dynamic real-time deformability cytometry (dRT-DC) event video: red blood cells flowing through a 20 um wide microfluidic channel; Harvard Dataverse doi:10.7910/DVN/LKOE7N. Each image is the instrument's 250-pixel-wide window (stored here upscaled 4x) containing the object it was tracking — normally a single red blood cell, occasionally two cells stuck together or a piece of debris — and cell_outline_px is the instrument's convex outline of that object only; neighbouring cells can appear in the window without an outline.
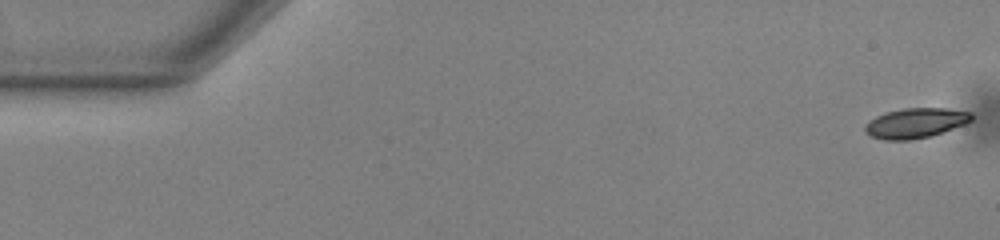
{"species": "common noctule bat (a hibernating species)", "species_latin": "Nyctalus noctula", "temperature_condition": "warm", "stored_images_in_passage": 53, "camera_frame_rate_fps": 3000, "um_per_image_px": 0.085, "animal": {"sex": "male", "body_mass_g": 13.0, "forearm_length_mm": 53.1}, "frame": {"image": 1, "passage_image": 1, "time_ms": 0.0, "image_size_px": [1000, 240], "cell_outline_px": [[972, 120], [964, 124], [928, 136], [908, 140], [884, 140], [872, 136], [864, 132], [864, 124], [876, 116], [884, 112], [904, 108], [944, 108], [972, 112]], "centroid_in_image_um": [77.77, 10.44], "position_along_channel_um": 7.2, "area_um2": 18.44}}
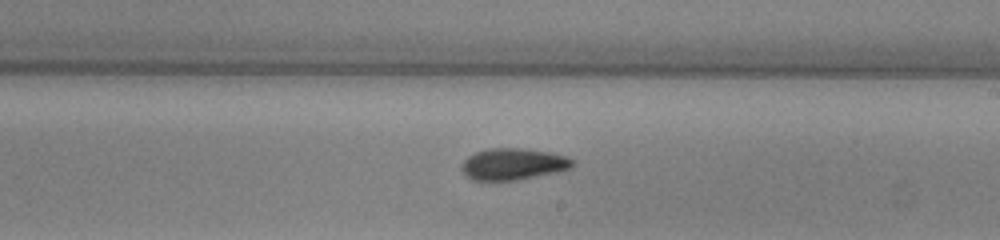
{"frame": {"image": 2, "passage_image": 31, "time_ms": 10.0, "image_size_px": [1000, 240], "cell_outline_px": [[572, 168], [556, 172], [520, 180], [472, 180], [460, 168], [464, 160], [468, 156], [476, 152], [488, 148], [524, 148], [548, 152], [568, 156], [572, 160]], "centroid_in_image_um": [43.62, 13.94], "position_along_channel_um": 245.4, "area_um2": 20.4}}
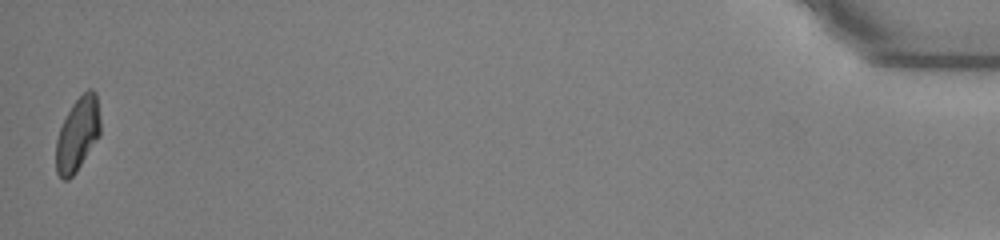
{"frame": {"image": 3, "passage_image": 53, "time_ms": 17.333, "image_size_px": [1000, 240], "cell_outline_px": [[100, 136], [76, 172], [68, 180], [64, 180], [56, 172], [56, 140], [60, 128], [72, 104], [88, 88], [92, 88], [96, 92], [100, 116]], "centroid_in_image_um": [6.61, 11.41], "position_along_channel_um": 428.6, "area_um2": 19.07}, "authors_computed_cell_mechanics": {"area_um2": 19.4208, "velocity_mm_per_s": 3.8516, "shape_relaxation_time_tau1_ms": 4.4612, "shape_relaxation_time_tau2_ms": 2.6666, "deformation_change_tau1": 0.1505, "deformation_change_tau2": 0.0838}}